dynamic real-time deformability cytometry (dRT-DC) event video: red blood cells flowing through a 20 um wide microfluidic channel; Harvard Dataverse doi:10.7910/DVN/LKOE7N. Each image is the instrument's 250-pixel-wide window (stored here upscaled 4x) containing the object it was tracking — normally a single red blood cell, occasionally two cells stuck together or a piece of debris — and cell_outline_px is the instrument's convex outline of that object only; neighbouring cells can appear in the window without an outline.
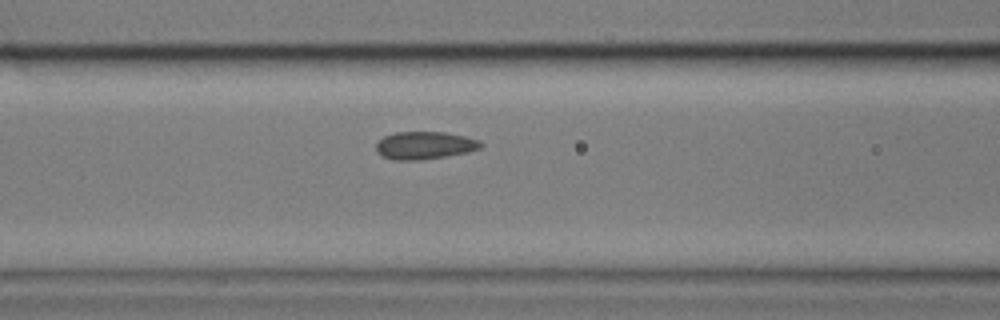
{"species": "common noctule bat (a hibernating species)", "species_latin": "Nyctalus noctula", "temperature_condition": "cold", "stored_images_in_passage": 4, "segment_of_instrument_passage": [2, 2], "camera_frame_rate_fps": 3000, "um_per_image_px": 0.085, "animal": {"sex": "male", "body_mass_g": 17.9}, "frame": {"image": 1, "passage_image": 4, "time_ms": 3.667, "image_size_px": [1000, 320], "cell_outline_px": [[484, 144], [480, 148], [468, 152], [420, 160], [396, 160], [380, 156], [376, 152], [376, 144], [384, 136], [396, 132], [444, 132], [464, 136], [480, 140]], "centroid_in_image_um": [36.08, 12.36], "position_along_channel_um": 130.5, "area_um2": 16.88}}